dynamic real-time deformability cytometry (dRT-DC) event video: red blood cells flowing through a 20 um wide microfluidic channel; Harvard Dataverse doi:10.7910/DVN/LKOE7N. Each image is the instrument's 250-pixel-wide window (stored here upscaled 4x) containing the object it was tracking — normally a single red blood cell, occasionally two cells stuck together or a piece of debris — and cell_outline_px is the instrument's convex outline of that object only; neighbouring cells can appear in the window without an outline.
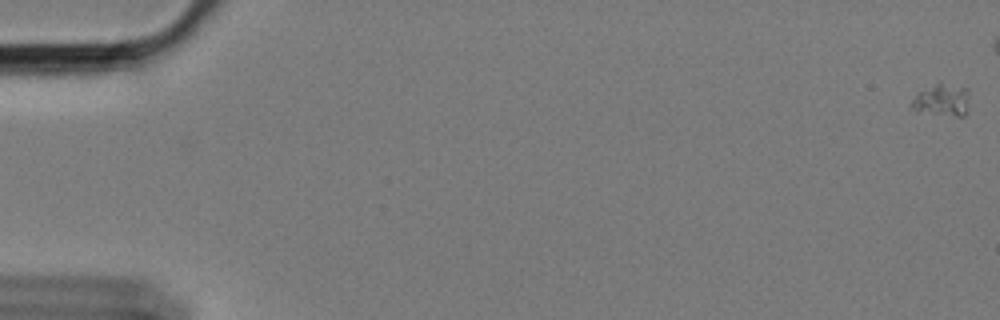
{"species": "Egyptian fruit bat (a non-hibernating species)", "species_latin": "Rousettus aegyptiacus", "temperature_condition": "cold", "stored_images_in_passage": 51, "camera_frame_rate_fps": 3000, "um_per_image_px": 0.085, "animal": {"sex": "female"}, "frame": {"image": 1, "passage_image": 1, "time_ms": 0.0, "image_size_px": [1000, 320], "cell_outline_px": [[968, 112], [964, 116], [956, 116], [916, 112], [912, 108], [912, 100], [920, 92], [940, 80], [968, 88]], "centroid_in_image_um": [80.11, 8.49], "position_along_channel_um": 4.9, "area_um2": 11.16}}
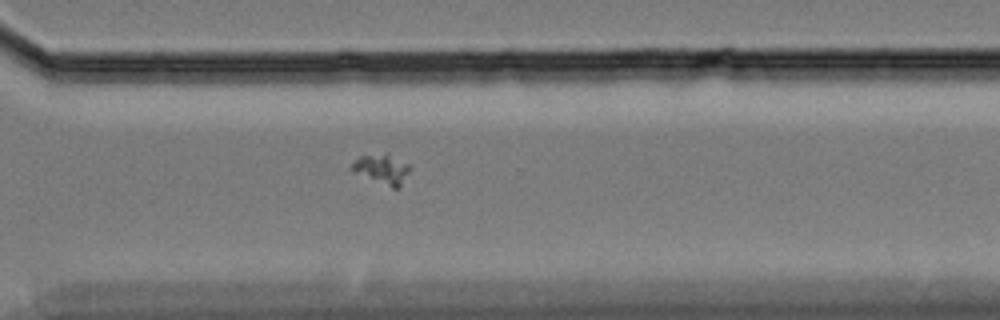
{"frame": {"image": 2, "passage_image": 45, "time_ms": 14.667, "image_size_px": [1000, 320], "cell_outline_px": [[412, 168], [400, 184], [396, 188], [392, 188], [352, 172], [348, 168], [360, 156], [388, 152], [408, 164]], "centroid_in_image_um": [32.44, 14.35], "position_along_channel_um": 338.2, "area_um2": 10.17}}
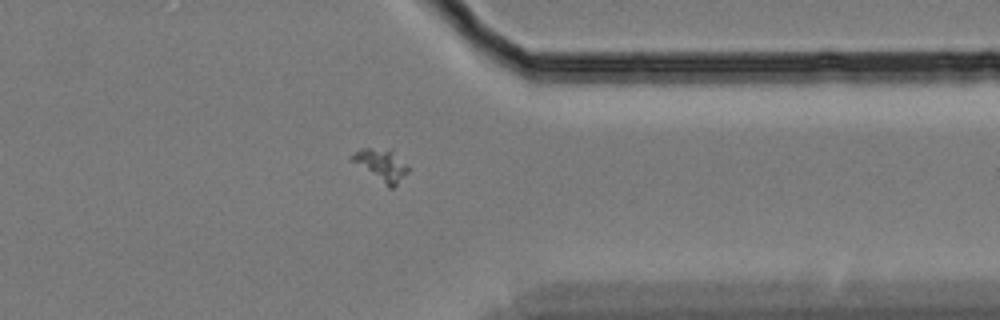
{"frame": {"image": 3, "passage_image": 49, "time_ms": 16.0, "image_size_px": [1000, 320], "cell_outline_px": [[408, 172], [392, 188], [388, 188], [352, 160], [348, 156], [360, 148], [392, 148], [408, 164]], "centroid_in_image_um": [32.44, 13.98], "position_along_channel_um": 379.0, "area_um2": 10.64}}